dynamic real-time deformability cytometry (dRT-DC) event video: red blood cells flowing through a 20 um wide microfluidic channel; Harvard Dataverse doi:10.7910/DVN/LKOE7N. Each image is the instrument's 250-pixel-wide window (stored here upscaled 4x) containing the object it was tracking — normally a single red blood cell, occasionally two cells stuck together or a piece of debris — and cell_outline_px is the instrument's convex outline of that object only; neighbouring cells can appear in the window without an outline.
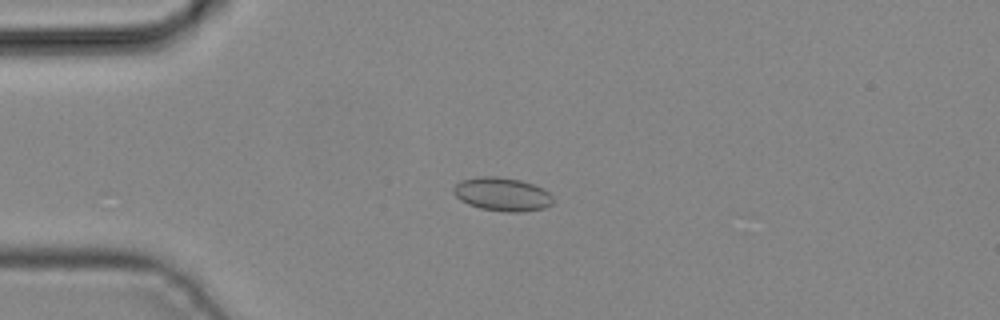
{"species": "common noctule bat (a hibernating species)", "species_latin": "Nyctalus noctula", "temperature_condition": "cold", "stored_images_in_passage": 3, "camera_frame_rate_fps": 3000, "um_per_image_px": 0.085, "animal": {"sex": "male", "body_mass_g": 19.2, "forearm_length_mm": 51.8}, "frame": {"image": 1, "passage_image": 2, "time_ms": 0.333, "image_size_px": [1000, 320], "cell_outline_px": [[552, 204], [544, 208], [520, 212], [504, 212], [480, 208], [468, 204], [460, 200], [452, 192], [452, 188], [460, 180], [480, 176], [496, 176], [520, 180], [532, 184], [548, 192], [552, 196]], "centroid_in_image_um": [42.64, 16.51], "position_along_channel_um": 42.4, "area_um2": 19.42}}